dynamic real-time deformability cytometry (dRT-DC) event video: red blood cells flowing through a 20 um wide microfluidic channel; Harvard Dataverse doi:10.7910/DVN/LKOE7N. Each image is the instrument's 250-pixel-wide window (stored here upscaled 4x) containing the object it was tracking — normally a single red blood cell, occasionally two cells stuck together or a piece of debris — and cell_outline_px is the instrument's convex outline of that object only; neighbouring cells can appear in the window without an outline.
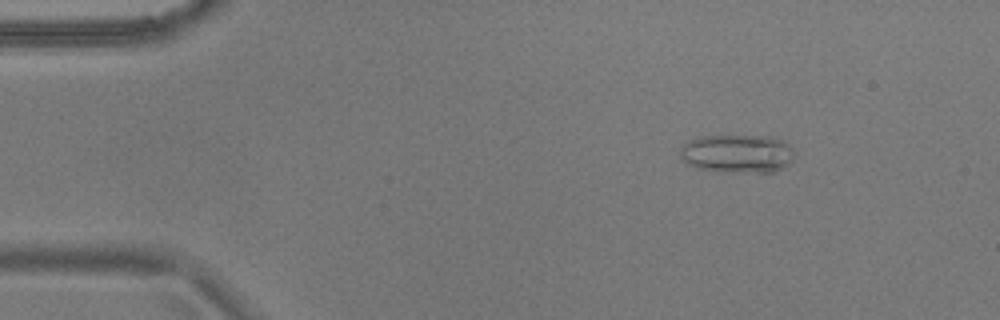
{"species": "common noctule bat (a hibernating species)", "species_latin": "Nyctalus noctula", "temperature_condition": "warm", "stored_images_in_passage": 11, "camera_frame_rate_fps": 3000, "um_per_image_px": 0.085, "animal": {"sex": "male", "body_mass_g": 17.9}, "frame": {"image": 1, "passage_image": 7, "time_ms": 2.0, "image_size_px": [1000, 320], "cell_outline_px": [[792, 160], [784, 168], [776, 172], [720, 172], [696, 168], [680, 160], [680, 148], [688, 140], [700, 136], [772, 136], [784, 140], [792, 148]], "centroid_in_image_um": [62.65, 13.06], "position_along_channel_um": 22.4, "area_um2": 26.01}}